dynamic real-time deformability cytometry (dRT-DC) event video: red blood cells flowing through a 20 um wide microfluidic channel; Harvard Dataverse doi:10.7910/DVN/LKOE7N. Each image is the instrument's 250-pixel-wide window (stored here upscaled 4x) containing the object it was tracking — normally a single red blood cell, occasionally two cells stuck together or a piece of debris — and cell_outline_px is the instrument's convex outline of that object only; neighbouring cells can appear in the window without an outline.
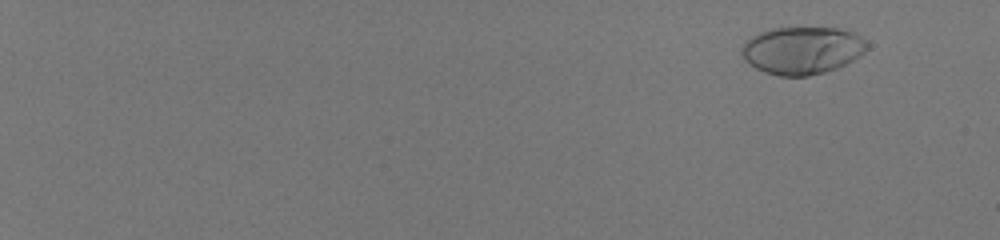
{"species": "human", "species_latin": "Homo sapiens", "temperature_condition": "room temperature", "stored_images_in_passage": 59, "camera_frame_rate_fps": 3000, "um_per_image_px": 0.085, "donor": {"sex": "male"}, "frame": {"image": 1, "passage_image": 7, "time_ms": 2.0, "image_size_px": [1000, 240], "cell_outline_px": [[868, 48], [860, 56], [836, 68], [824, 72], [808, 76], [780, 76], [764, 72], [748, 64], [740, 56], [740, 52], [744, 40], [760, 32], [772, 28], [836, 28], [852, 32], [860, 36], [868, 44]], "centroid_in_image_um": [68.14, 4.28], "position_along_channel_um": 16.9, "area_um2": 34.85}}
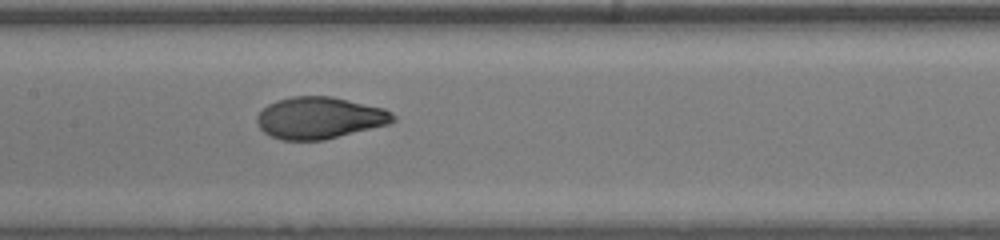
{"frame": {"image": 2, "passage_image": 37, "time_ms": 12.0, "image_size_px": [1000, 240], "cell_outline_px": [[396, 120], [388, 124], [324, 140], [280, 140], [264, 132], [260, 128], [256, 120], [256, 116], [268, 104], [276, 100], [292, 96], [332, 96], [384, 108], [392, 112], [396, 116]], "centroid_in_image_um": [27.17, 10.01], "position_along_channel_um": 180.2, "area_um2": 33.18}}
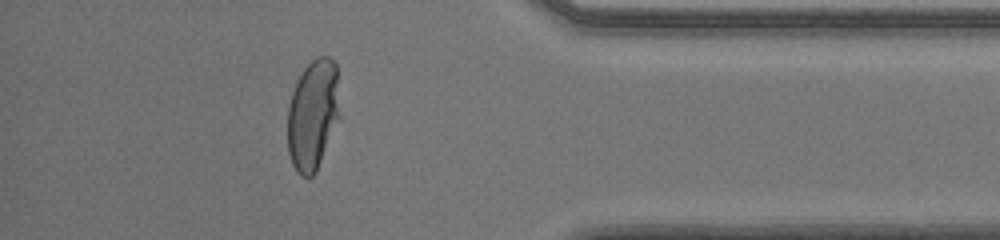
{"frame": {"image": 3, "passage_image": 55, "time_ms": 18.0, "image_size_px": [1000, 240], "cell_outline_px": [[340, 120], [316, 172], [312, 176], [300, 176], [296, 172], [292, 164], [288, 152], [288, 104], [296, 80], [304, 68], [316, 56], [328, 56], [336, 64], [340, 116]], "centroid_in_image_um": [26.6, 9.76], "position_along_channel_um": 408.6, "area_um2": 34.16}, "authors_computed_cell_mechanics": {"area_um2": 33.524, "velocity_mm_per_s": 4.056, "shape_relaxation_time_tau1_ms": 5.3508, "shape_relaxation_time_tau2_ms": null, "deformation_change_tau1": 0.2767, "deformation_change_tau2": null}}